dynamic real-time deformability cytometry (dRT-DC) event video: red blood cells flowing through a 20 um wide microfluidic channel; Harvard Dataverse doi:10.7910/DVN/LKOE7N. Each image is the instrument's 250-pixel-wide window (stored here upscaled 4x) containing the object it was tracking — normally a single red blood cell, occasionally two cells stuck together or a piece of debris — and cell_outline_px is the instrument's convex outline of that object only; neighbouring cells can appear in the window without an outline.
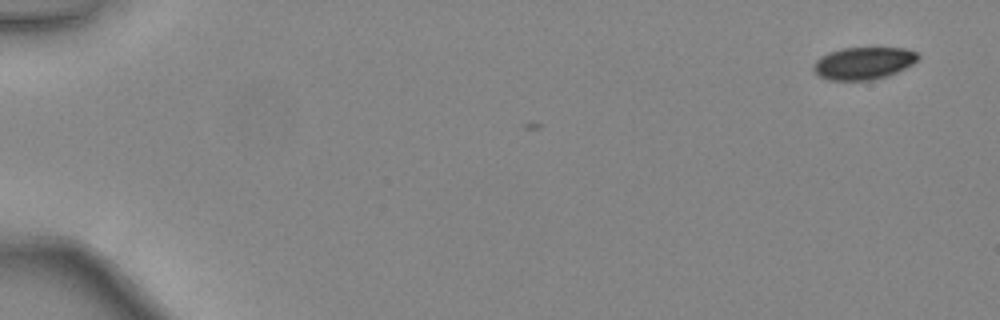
{"species": "common noctule bat (a hibernating species)", "species_latin": "Nyctalus noctula", "temperature_condition": "warm", "stored_images_in_passage": 5, "camera_frame_rate_fps": 3000, "um_per_image_px": 0.085, "animal": {"sex": "female", "body_mass_g": 24.6, "forearm_length_mm": 56.2}, "frame": {"image": 1, "passage_image": 5, "time_ms": 1.333, "image_size_px": [1000, 320], "cell_outline_px": [[920, 56], [912, 64], [888, 76], [872, 80], [828, 80], [820, 76], [812, 68], [812, 64], [820, 56], [828, 52], [844, 48], [904, 48], [916, 52]], "centroid_in_image_um": [73.37, 5.37], "position_along_channel_um": 11.6, "area_um2": 19.65}}